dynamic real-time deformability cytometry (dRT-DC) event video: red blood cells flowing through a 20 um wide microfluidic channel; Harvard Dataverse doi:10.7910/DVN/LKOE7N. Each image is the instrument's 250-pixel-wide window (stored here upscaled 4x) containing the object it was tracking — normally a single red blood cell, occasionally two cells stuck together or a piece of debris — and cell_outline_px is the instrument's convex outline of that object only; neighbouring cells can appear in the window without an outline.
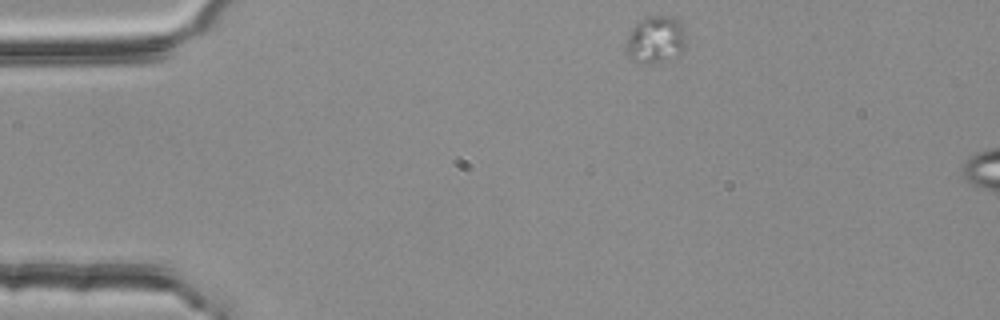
{"species": "common noctule bat (a hibernating species)", "species_latin": "Nyctalus noctula", "temperature_condition": "room temperature", "stored_images_in_passage": 47, "camera_frame_rate_fps": 3000, "um_per_image_px": 0.085, "animal": {"sex": "female", "body_mass_g": 25.1}, "frame": {"image": 1, "passage_image": 1, "time_ms": 0.0, "image_size_px": [1000, 320], "cell_outline_px": [[684, 44], [680, 52], [652, 64], [632, 60], [624, 52], [624, 48], [628, 36], [632, 28], [640, 20], [648, 16], [676, 16], [684, 24]], "centroid_in_image_um": [55.69, 3.32], "position_along_channel_um": 29.3, "area_um2": 16.36}}